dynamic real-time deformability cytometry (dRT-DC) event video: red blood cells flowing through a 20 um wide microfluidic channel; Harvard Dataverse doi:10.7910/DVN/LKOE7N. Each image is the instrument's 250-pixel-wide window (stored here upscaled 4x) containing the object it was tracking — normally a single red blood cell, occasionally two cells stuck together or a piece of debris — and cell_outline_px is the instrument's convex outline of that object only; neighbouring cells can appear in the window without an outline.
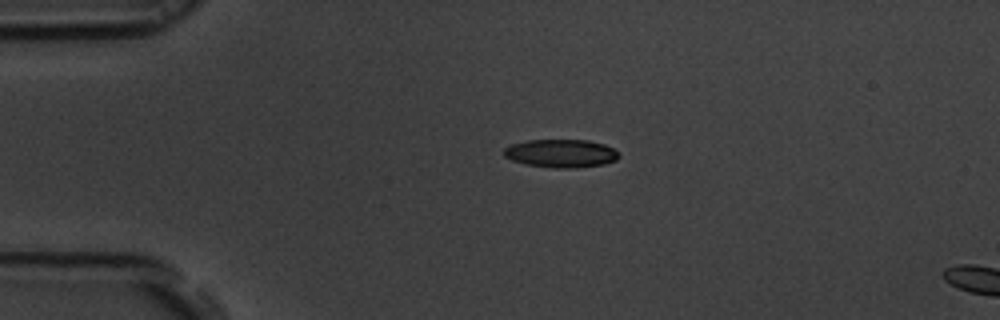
{"species": "common noctule bat (a hibernating species)", "species_latin": "Nyctalus noctula", "temperature_condition": "room temperature", "stored_images_in_passage": 4, "camera_frame_rate_fps": 3000, "um_per_image_px": 0.085, "animal": {"sex": "male", "body_mass_g": 19.5, "forearm_length_mm": 54.6}, "frame": {"image": 1, "passage_image": 1, "time_ms": 0.0, "image_size_px": [1000, 320], "cell_outline_px": [[620, 156], [616, 160], [604, 164], [576, 168], [556, 168], [528, 164], [512, 160], [504, 156], [504, 148], [512, 144], [528, 140], [588, 140], [604, 144], [612, 148]], "centroid_in_image_um": [47.69, 13.03], "position_along_channel_um": 37.3, "area_um2": 18.73}}